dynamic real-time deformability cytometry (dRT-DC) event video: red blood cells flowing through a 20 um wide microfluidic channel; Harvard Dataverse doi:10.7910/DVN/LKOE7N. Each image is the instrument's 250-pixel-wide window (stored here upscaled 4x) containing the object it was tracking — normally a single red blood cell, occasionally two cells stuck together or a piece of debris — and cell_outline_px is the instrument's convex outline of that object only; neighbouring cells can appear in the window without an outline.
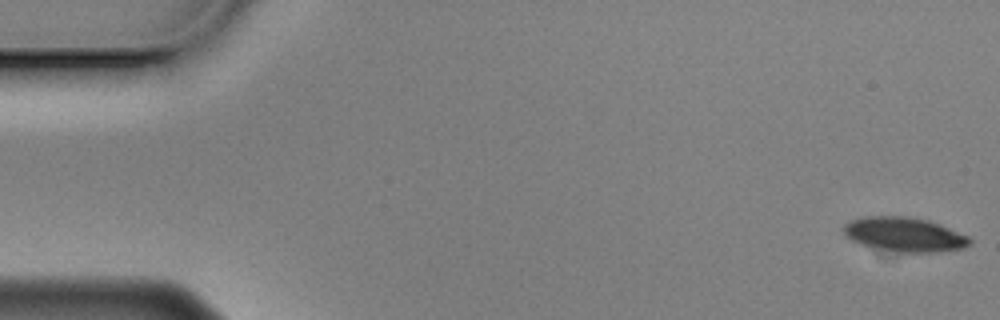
{"species": "Egyptian fruit bat (a non-hibernating species)", "species_latin": "Rousettus aegyptiacus", "temperature_condition": "cold", "stored_images_in_passage": 57, "camera_frame_rate_fps": 3000, "um_per_image_px": 0.085, "animal": {"sex": "male"}, "frame": {"image": 1, "passage_image": 1, "time_ms": 0.0, "image_size_px": [1000, 320], "cell_outline_px": [[972, 244], [964, 248], [940, 252], [904, 252], [880, 248], [860, 244], [852, 240], [844, 232], [844, 224], [852, 220], [868, 216], [908, 216], [928, 220], [968, 236], [972, 240]], "centroid_in_image_um": [76.92, 19.93], "position_along_channel_um": 8.1, "area_um2": 24.91}}
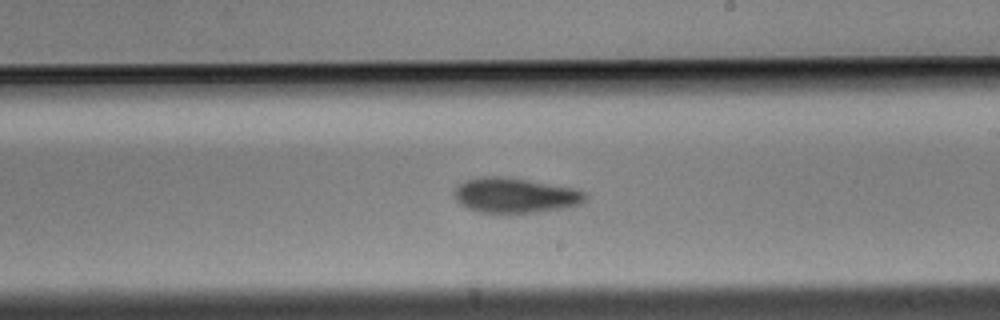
{"frame": {"image": 2, "passage_image": 33, "time_ms": 10.667, "image_size_px": [1000, 320], "cell_outline_px": [[588, 196], [580, 204], [560, 208], [532, 212], [480, 212], [468, 208], [460, 204], [456, 200], [456, 188], [464, 180], [484, 176], [500, 176], [528, 180], [572, 188], [584, 192]], "centroid_in_image_um": [43.76, 16.59], "position_along_channel_um": 245.2, "area_um2": 26.13}}
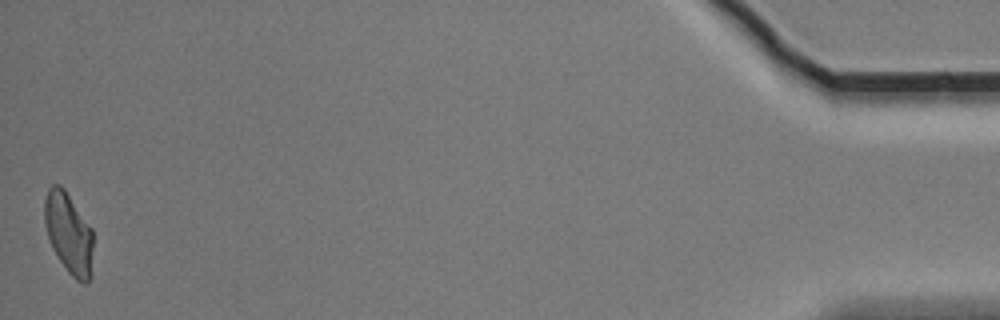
{"frame": {"image": 3, "passage_image": 57, "time_ms": 18.667, "image_size_px": [1000, 320], "cell_outline_px": [[92, 248], [88, 280], [84, 284], [76, 280], [68, 272], [52, 248], [48, 240], [44, 220], [44, 200], [48, 188], [52, 184], [60, 184], [64, 188], [92, 228]], "centroid_in_image_um": [5.8, 19.76], "position_along_channel_um": 429.4, "area_um2": 22.72}, "authors_computed_cell_mechanics": {"area_um2": 25.6632, "velocity_mm_per_s": 3.4796, "shape_relaxation_time_tau1_ms": 4.7108, "shape_relaxation_time_tau2_ms": 8.1753, "deformation_change_tau1": 0.1127, "deformation_change_tau2": 0.169}}